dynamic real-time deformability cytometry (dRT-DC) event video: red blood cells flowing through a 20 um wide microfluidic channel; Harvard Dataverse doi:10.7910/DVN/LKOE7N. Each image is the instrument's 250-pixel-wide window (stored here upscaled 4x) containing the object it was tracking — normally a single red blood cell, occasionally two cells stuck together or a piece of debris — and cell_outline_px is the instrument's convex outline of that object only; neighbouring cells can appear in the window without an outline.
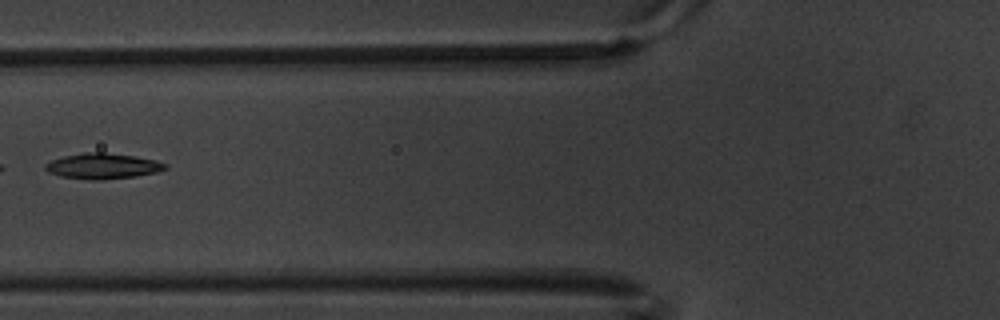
{"species": "common noctule bat (a hibernating species)", "species_latin": "Nyctalus noctula", "temperature_condition": "warm", "stored_images_in_passage": 6, "camera_frame_rate_fps": 3000, "um_per_image_px": 0.085, "animal": {"sex": "male", "body_mass_g": 20.1, "forearm_length_mm": 53.5}, "frame": {"image": 1, "passage_image": 6, "time_ms": 1.667, "image_size_px": [1000, 320], "cell_outline_px": [[168, 168], [156, 172], [136, 176], [96, 180], [92, 180], [60, 176], [48, 172], [44, 168], [44, 164], [52, 160], [64, 156], [84, 152], [104, 152], [136, 156], [156, 160], [168, 164]], "centroid_in_image_um": [8.74, 14.1], "position_along_channel_um": 117.1, "area_um2": 17.92}}